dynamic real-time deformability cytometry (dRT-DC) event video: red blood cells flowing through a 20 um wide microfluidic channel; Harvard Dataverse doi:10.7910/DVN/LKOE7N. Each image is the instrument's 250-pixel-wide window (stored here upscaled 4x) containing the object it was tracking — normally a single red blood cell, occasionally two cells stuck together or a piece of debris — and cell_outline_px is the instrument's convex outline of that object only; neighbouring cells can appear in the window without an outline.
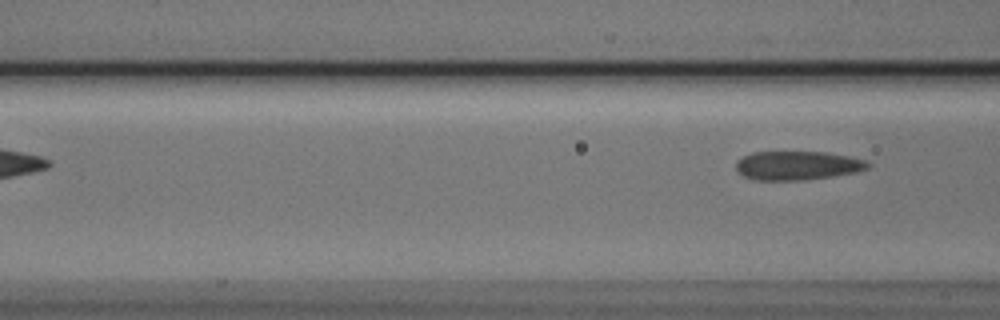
{"species": "Egyptian fruit bat (a non-hibernating species)", "species_latin": "Rousettus aegyptiacus", "temperature_condition": "cold", "stored_images_in_passage": 4, "camera_frame_rate_fps": 3000, "um_per_image_px": 0.085, "animal": {"sex": "male"}, "frame": {"image": 1, "passage_image": 4, "time_ms": 1.0, "image_size_px": [1000, 320], "cell_outline_px": [[872, 164], [868, 168], [856, 172], [832, 176], [804, 180], [756, 180], [744, 176], [736, 172], [736, 160], [752, 152], [824, 152], [848, 156], [864, 160]], "centroid_in_image_um": [67.75, 14.07], "position_along_channel_um": 98.8, "area_um2": 22.2}}